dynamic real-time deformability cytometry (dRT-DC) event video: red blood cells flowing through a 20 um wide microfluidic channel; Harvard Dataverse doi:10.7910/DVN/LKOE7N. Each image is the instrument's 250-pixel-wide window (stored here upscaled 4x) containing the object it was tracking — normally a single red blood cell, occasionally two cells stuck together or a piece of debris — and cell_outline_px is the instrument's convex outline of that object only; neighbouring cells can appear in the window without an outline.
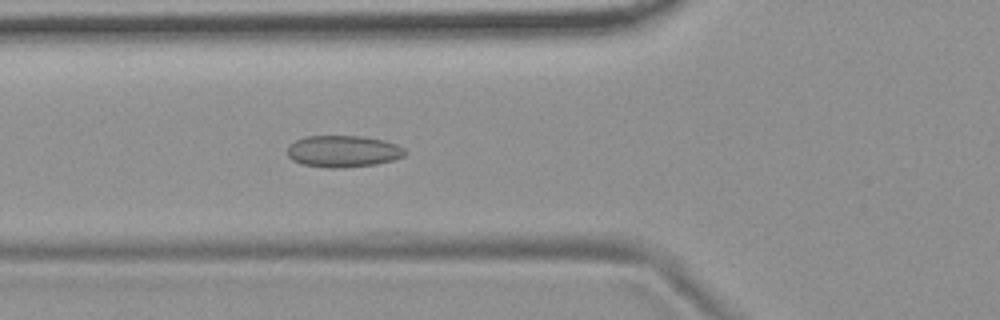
{"species": "common noctule bat (a hibernating species)", "species_latin": "Nyctalus noctula", "temperature_condition": "room temperature", "stored_images_in_passage": 2, "camera_frame_rate_fps": 3000, "um_per_image_px": 0.085, "animal": {"sex": "female", "body_mass_g": 19.9}, "frame": {"image": 1, "passage_image": 2, "time_ms": 1.0, "image_size_px": [1000, 320], "cell_outline_px": [[404, 156], [392, 160], [376, 164], [340, 168], [328, 168], [300, 164], [292, 160], [288, 156], [288, 144], [304, 136], [364, 136], [384, 140], [396, 144], [404, 148]], "centroid_in_image_um": [29.13, 12.86], "position_along_channel_um": 96.7, "area_um2": 21.85}}